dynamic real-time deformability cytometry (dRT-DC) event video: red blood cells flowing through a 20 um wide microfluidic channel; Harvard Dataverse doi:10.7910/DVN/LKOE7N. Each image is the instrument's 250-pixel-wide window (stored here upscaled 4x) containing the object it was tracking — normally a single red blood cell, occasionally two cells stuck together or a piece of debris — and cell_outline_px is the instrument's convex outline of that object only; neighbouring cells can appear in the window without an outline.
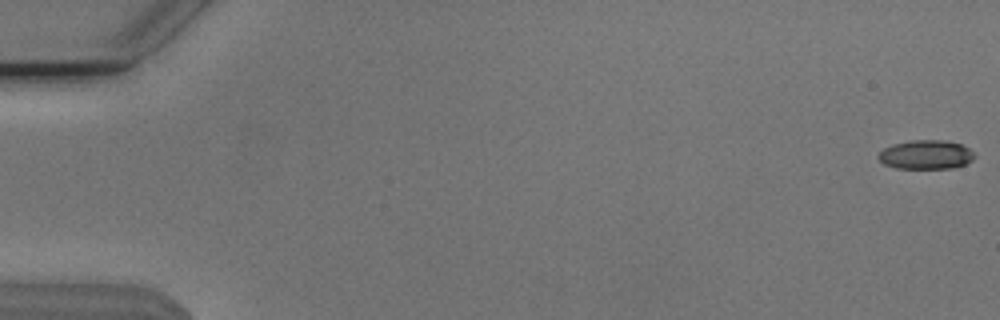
{"species": "Egyptian fruit bat (a non-hibernating species)", "species_latin": "Rousettus aegyptiacus", "temperature_condition": "cold", "stored_images_in_passage": 55, "camera_frame_rate_fps": 3000, "um_per_image_px": 0.085, "animal": {"sex": "male"}, "frame": {"image": 1, "passage_image": 1, "time_ms": 0.0, "image_size_px": [1000, 320], "cell_outline_px": [[976, 156], [972, 160], [964, 164], [952, 168], [896, 168], [884, 164], [876, 156], [884, 148], [892, 144], [912, 140], [944, 140], [960, 144], [968, 148]], "centroid_in_image_um": [78.68, 13.14], "position_along_channel_um": 6.3, "area_um2": 16.18}}
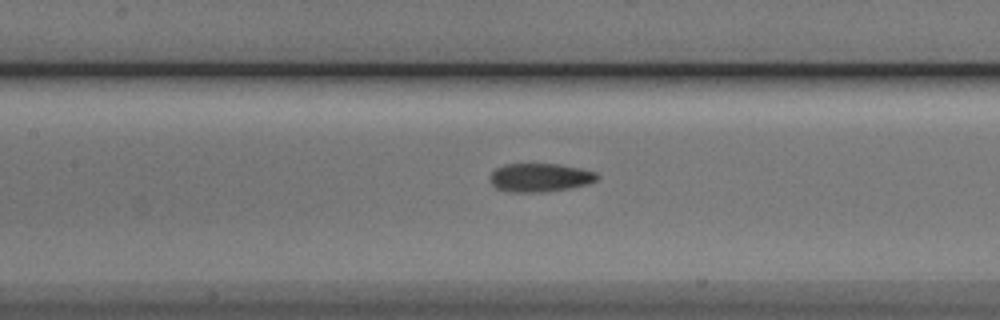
{"frame": {"image": 2, "passage_image": 26, "time_ms": 8.333, "image_size_px": [1000, 320], "cell_outline_px": [[600, 176], [596, 180], [584, 184], [568, 188], [544, 192], [512, 192], [496, 188], [492, 184], [492, 172], [496, 168], [504, 164], [560, 164], [580, 168], [596, 172]], "centroid_in_image_um": [45.9, 15.08], "position_along_channel_um": 161.5, "area_um2": 17.57}}
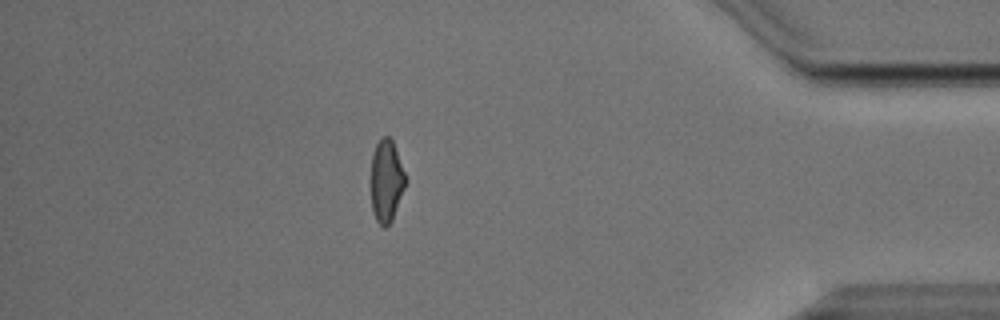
{"frame": {"image": 3, "passage_image": 48, "time_ms": 15.667, "image_size_px": [1000, 320], "cell_outline_px": [[404, 188], [392, 220], [384, 228], [376, 220], [372, 208], [372, 156], [376, 144], [384, 136], [388, 136], [392, 140], [404, 172]], "centroid_in_image_um": [32.83, 15.39], "position_along_channel_um": 402.4, "area_um2": 15.9}, "authors_computed_cell_mechanics": {"area_um2": 17.2822, "velocity_mm_per_s": 3.8265, "shape_relaxation_time_tau1_ms": 5.5554, "shape_relaxation_time_tau2_ms": 3.1322, "deformation_change_tau1": 0.1229, "deformation_change_tau2": 0.0887}}